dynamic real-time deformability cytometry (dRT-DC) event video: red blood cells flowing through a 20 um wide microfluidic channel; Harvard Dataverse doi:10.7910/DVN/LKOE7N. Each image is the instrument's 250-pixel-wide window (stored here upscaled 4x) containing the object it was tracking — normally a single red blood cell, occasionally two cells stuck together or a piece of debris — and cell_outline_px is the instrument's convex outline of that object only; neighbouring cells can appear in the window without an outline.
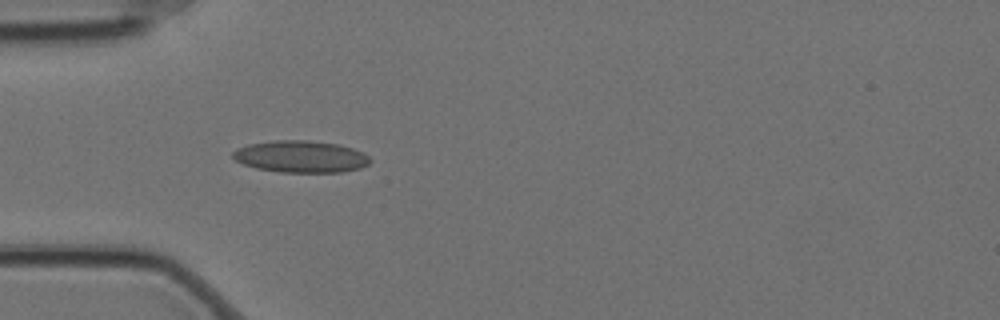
{"species": "Egyptian fruit bat (a non-hibernating species)", "species_latin": "Rousettus aegyptiacus", "temperature_condition": "cold", "stored_images_in_passage": 3, "camera_frame_rate_fps": 3000, "um_per_image_px": 0.085, "animal": {"sex": "female"}, "frame": {"image": 1, "passage_image": 3, "time_ms": 0.667, "image_size_px": [1000, 320], "cell_outline_px": [[372, 160], [368, 164], [360, 168], [340, 172], [280, 172], [256, 168], [244, 164], [236, 160], [232, 156], [232, 152], [236, 148], [248, 144], [272, 140], [308, 140], [336, 144], [352, 148], [364, 152]], "centroid_in_image_um": [25.55, 13.3], "position_along_channel_um": 59.4, "area_um2": 25.55}}